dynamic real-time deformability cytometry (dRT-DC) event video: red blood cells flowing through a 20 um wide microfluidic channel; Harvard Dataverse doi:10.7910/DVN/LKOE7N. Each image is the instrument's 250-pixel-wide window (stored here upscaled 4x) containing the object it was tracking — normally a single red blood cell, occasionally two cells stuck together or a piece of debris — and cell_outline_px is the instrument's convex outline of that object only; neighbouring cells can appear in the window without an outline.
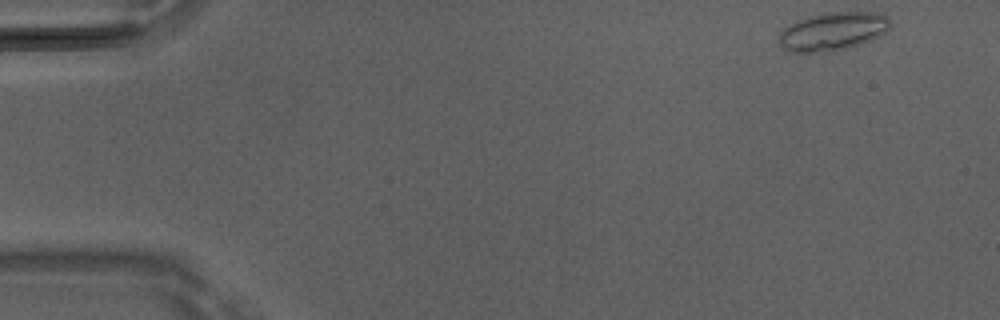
{"species": "Egyptian fruit bat (a non-hibernating species)", "species_latin": "Rousettus aegyptiacus", "temperature_condition": "room temperature", "stored_images_in_passage": 47, "camera_frame_rate_fps": 3000, "um_per_image_px": 0.085, "animal": {"sex": "male"}, "frame": {"image": 1, "passage_image": 1, "time_ms": 0.0, "image_size_px": [1000, 320], "cell_outline_px": [[892, 20], [888, 28], [880, 36], [872, 40], [832, 52], [792, 52], [784, 48], [780, 44], [780, 32], [788, 24], [796, 20], [824, 12], [880, 12], [888, 16]], "centroid_in_image_um": [70.81, 2.65], "position_along_channel_um": 14.2, "area_um2": 24.97}}
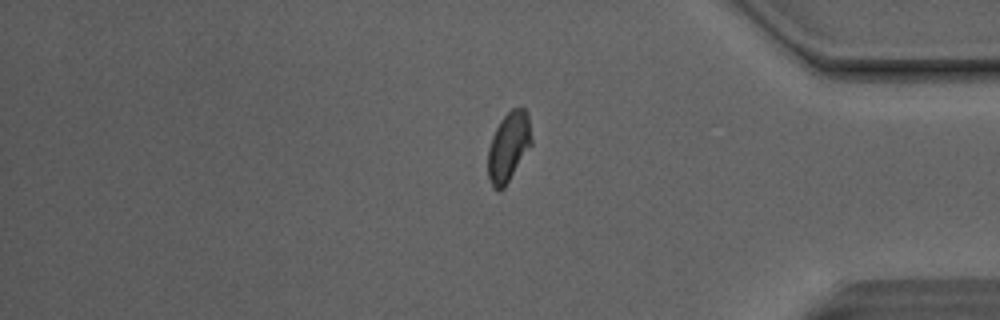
{"frame": {"image": 2, "passage_image": 39, "time_ms": 12.667, "image_size_px": [1000, 320], "cell_outline_px": [[532, 144], [504, 188], [496, 192], [492, 188], [488, 176], [488, 148], [492, 136], [500, 120], [512, 108], [524, 108], [528, 112], [532, 140]], "centroid_in_image_um": [43.22, 12.49], "position_along_channel_um": 392.0, "area_um2": 17.74}}
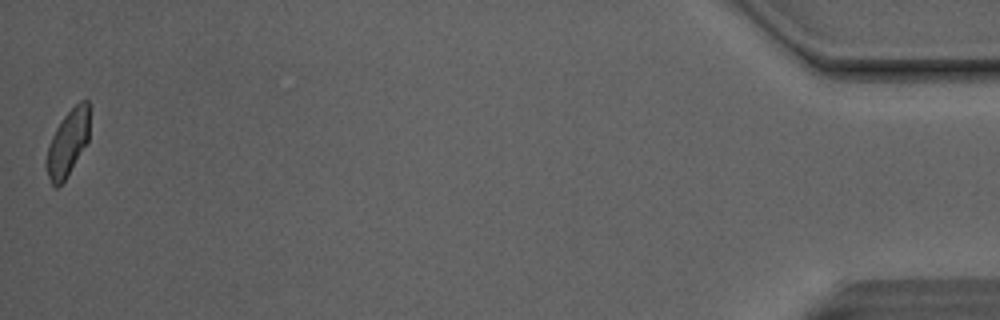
{"frame": {"image": 3, "passage_image": 47, "time_ms": 15.333, "image_size_px": [1000, 320], "cell_outline_px": [[88, 140], [64, 180], [56, 188], [52, 188], [44, 168], [44, 164], [48, 144], [56, 128], [64, 116], [80, 100], [88, 100]], "centroid_in_image_um": [5.69, 12.2], "position_along_channel_um": 429.5, "area_um2": 16.47}, "authors_computed_cell_mechanics": {"area_um2": 18.1492, "velocity_mm_per_s": 4.129, "shape_relaxation_time_tau1_ms": 4.0847, "shape_relaxation_time_tau2_ms": null, "deformation_change_tau1": 0.0887, "deformation_change_tau2": null}}